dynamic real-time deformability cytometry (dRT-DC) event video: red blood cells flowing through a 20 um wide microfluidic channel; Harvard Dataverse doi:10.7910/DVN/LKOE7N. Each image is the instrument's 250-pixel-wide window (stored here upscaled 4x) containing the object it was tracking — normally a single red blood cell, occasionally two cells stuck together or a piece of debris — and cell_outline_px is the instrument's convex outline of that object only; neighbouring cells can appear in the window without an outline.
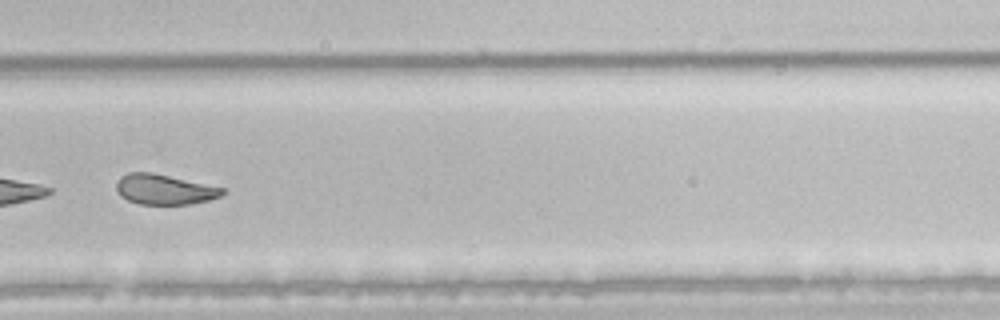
{"species": "common noctule bat (a hibernating species)", "species_latin": "Nyctalus noctula", "temperature_condition": "room temperature", "stored_images_in_passage": 38, "camera_frame_rate_fps": 3000, "um_per_image_px": 0.085, "animal": {"sex": "male", "body_mass_g": 21.5, "forearm_length_mm": 52.0}, "frame": {"image": 1, "passage_image": 35, "time_ms": 11.333, "image_size_px": [1000, 320], "cell_outline_px": [[228, 192], [220, 196], [208, 200], [192, 204], [140, 204], [128, 200], [120, 196], [116, 188], [116, 184], [120, 176], [128, 172], [152, 172], [224, 188]], "centroid_in_image_um": [13.97, 16.1], "position_along_channel_um": 315.8, "area_um2": 18.67}}